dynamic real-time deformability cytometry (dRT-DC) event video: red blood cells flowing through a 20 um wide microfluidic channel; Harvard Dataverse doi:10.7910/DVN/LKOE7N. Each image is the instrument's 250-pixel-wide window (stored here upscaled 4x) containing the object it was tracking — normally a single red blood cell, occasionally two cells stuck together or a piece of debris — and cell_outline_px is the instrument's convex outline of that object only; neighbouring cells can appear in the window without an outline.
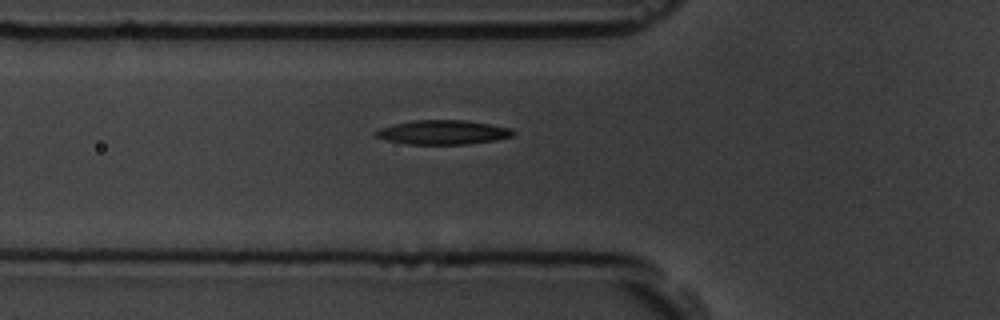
{"species": "common noctule bat (a hibernating species)", "species_latin": "Nyctalus noctula", "temperature_condition": "room temperature", "stored_images_in_passage": 5, "camera_frame_rate_fps": 3000, "um_per_image_px": 0.085, "animal": {"sex": "male", "body_mass_g": 19.5, "forearm_length_mm": 54.6}, "frame": {"image": 1, "passage_image": 5, "time_ms": 5.667, "image_size_px": [1000, 320], "cell_outline_px": [[516, 132], [512, 136], [496, 140], [468, 144], [408, 144], [388, 140], [376, 136], [372, 132], [376, 128], [392, 124], [412, 120], [464, 120], [488, 124], [508, 128]], "centroid_in_image_um": [37.58, 11.24], "position_along_channel_um": 88.2, "area_um2": 19.42}}